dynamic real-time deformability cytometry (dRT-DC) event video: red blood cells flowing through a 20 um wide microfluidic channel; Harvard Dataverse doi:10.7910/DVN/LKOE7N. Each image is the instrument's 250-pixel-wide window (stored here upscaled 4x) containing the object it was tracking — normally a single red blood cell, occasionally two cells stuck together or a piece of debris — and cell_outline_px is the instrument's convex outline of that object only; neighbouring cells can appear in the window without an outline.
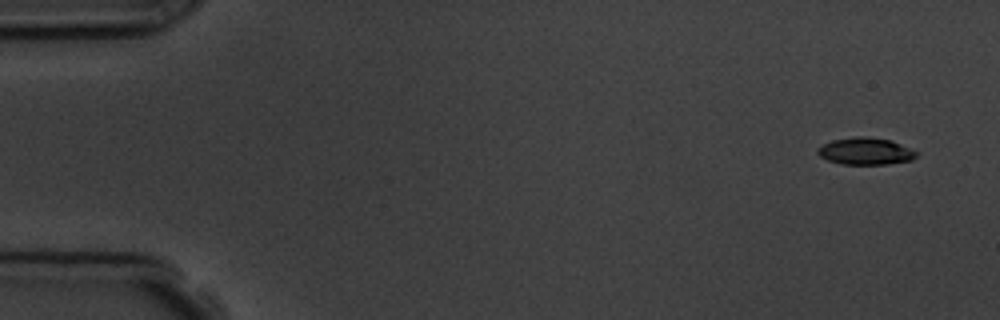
{"species": "common noctule bat (a hibernating species)", "species_latin": "Nyctalus noctula", "temperature_condition": "room temperature", "stored_images_in_passage": 5, "camera_frame_rate_fps": 3000, "um_per_image_px": 0.085, "animal": {"sex": "male", "body_mass_g": 19.5, "forearm_length_mm": 54.6}, "frame": {"image": 1, "passage_image": 1, "time_ms": 0.0, "image_size_px": [1000, 320], "cell_outline_px": [[920, 152], [912, 160], [888, 164], [840, 164], [828, 160], [820, 156], [816, 152], [816, 148], [832, 140], [856, 136], [864, 136], [892, 140]], "centroid_in_image_um": [73.59, 12.85], "position_along_channel_um": 11.4, "area_um2": 15.72}}
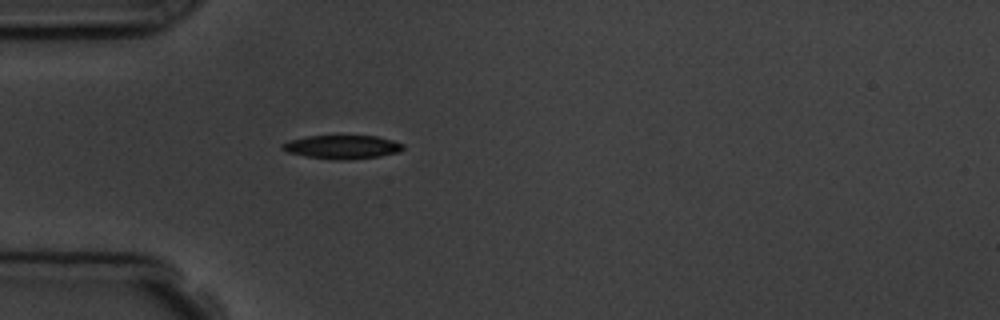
{"frame": {"image": 2, "passage_image": 5, "time_ms": 4.333, "image_size_px": [1000, 320], "cell_outline_px": [[404, 148], [400, 152], [380, 156], [344, 160], [336, 160], [304, 156], [288, 152], [280, 148], [280, 144], [292, 140], [308, 136], [376, 136], [392, 140], [404, 144]], "centroid_in_image_um": [29.1, 12.5], "position_along_channel_um": 55.9, "area_um2": 16.59}}